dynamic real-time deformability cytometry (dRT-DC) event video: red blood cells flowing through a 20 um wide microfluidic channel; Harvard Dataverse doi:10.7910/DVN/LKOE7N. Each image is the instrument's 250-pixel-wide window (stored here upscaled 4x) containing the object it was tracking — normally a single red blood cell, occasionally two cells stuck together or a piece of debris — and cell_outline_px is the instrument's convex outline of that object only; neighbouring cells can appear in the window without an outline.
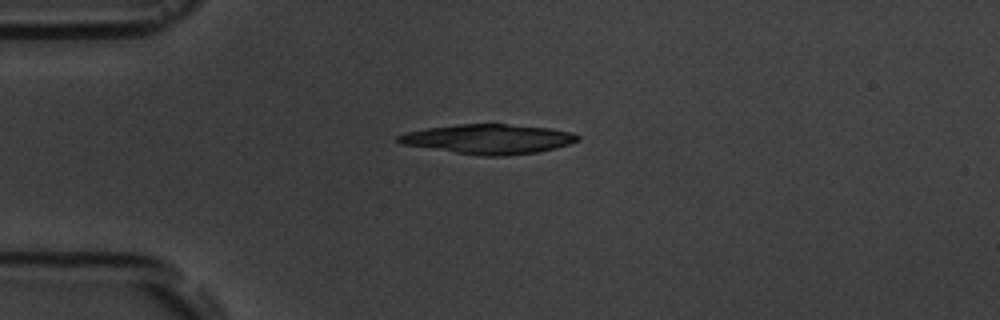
{"species": "common noctule bat (a hibernating species)", "species_latin": "Nyctalus noctula", "temperature_condition": "room temperature", "stored_images_in_passage": 8, "camera_frame_rate_fps": 3000, "um_per_image_px": 0.085, "animal": {"sex": "male", "body_mass_g": 19.5, "forearm_length_mm": 54.6}, "frame": {"image": 1, "passage_image": 3, "time_ms": 2.333, "image_size_px": [1000, 320], "cell_outline_px": [[580, 140], [556, 148], [536, 152], [504, 156], [484, 156], [400, 144], [396, 140], [396, 136], [408, 132], [428, 128], [460, 124], [504, 124], [548, 128], [572, 132], [580, 136]], "centroid_in_image_um": [41.54, 11.82], "position_along_channel_um": 43.5, "area_um2": 30.63}}